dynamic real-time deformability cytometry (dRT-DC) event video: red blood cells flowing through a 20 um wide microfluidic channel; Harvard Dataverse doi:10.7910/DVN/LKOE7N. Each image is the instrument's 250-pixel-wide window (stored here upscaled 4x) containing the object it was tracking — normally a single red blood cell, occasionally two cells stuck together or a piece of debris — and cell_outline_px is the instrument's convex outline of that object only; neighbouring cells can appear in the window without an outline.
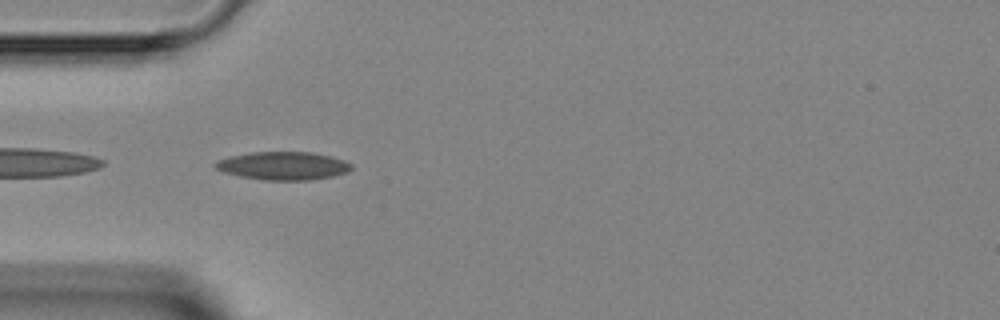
{"species": "Egyptian fruit bat (a non-hibernating species)", "species_latin": "Rousettus aegyptiacus", "temperature_condition": "room temperature", "stored_images_in_passage": 6, "camera_frame_rate_fps": 3000, "um_per_image_px": 0.085, "animal": {"sex": "female"}, "frame": {"image": 1, "passage_image": 3, "time_ms": 2.333, "image_size_px": [1000, 320], "cell_outline_px": [[352, 168], [348, 172], [332, 176], [308, 180], [264, 180], [240, 176], [224, 172], [216, 168], [212, 164], [216, 160], [228, 156], [252, 152], [312, 152], [332, 156], [344, 160], [352, 164]], "centroid_in_image_um": [24.06, 14.08], "position_along_channel_um": 60.9, "area_um2": 22.43}}
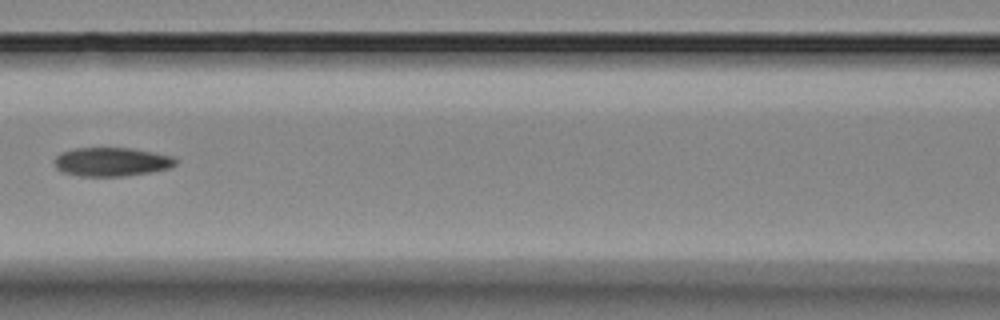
{"frame": {"image": 2, "passage_image": 5, "time_ms": 4.667, "image_size_px": [1000, 320], "cell_outline_px": [[176, 164], [168, 168], [152, 172], [124, 176], [80, 176], [64, 172], [56, 168], [56, 156], [60, 152], [76, 148], [132, 148], [172, 156], [176, 160]], "centroid_in_image_um": [9.49, 13.75], "position_along_channel_um": 157.1, "area_um2": 20.17}}
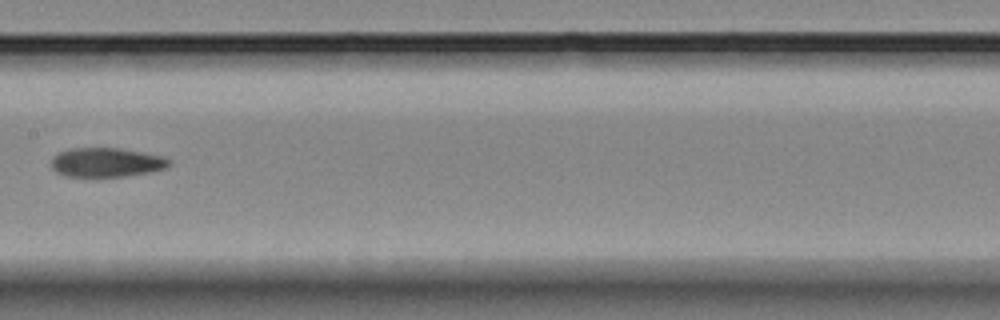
{"frame": {"image": 3, "passage_image": 6, "time_ms": 5.667, "image_size_px": [1000, 320], "cell_outline_px": [[168, 164], [164, 168], [148, 172], [120, 176], [64, 176], [56, 172], [52, 168], [52, 156], [68, 148], [120, 148], [160, 156], [168, 160]], "centroid_in_image_um": [8.94, 13.79], "position_along_channel_um": 198.5, "area_um2": 19.59}}